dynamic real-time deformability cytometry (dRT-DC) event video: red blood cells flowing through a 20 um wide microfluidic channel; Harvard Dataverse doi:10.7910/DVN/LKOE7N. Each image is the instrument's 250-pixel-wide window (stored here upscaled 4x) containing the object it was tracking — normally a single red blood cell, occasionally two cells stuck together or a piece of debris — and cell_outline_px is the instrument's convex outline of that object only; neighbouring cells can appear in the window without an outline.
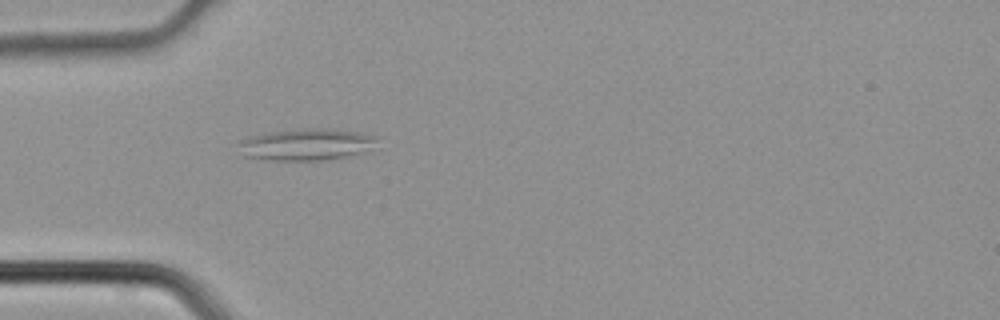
{"species": "common noctule bat (a hibernating species)", "species_latin": "Nyctalus noctula", "temperature_condition": "cold", "stored_images_in_passage": 1, "camera_frame_rate_fps": 3000, "um_per_image_px": 0.085, "animal": {"sex": "male", "body_mass_g": 21.5, "forearm_length_mm": 52.0}, "frame": {"image": 1, "passage_image": 1, "time_ms": 0.0, "image_size_px": [1000, 320], "cell_outline_px": [[380, 136], [364, 152], [348, 156], [324, 160], [268, 160], [236, 156], [236, 140], [248, 136], [268, 132], [300, 128], [328, 128], [356, 132]], "centroid_in_image_um": [25.85, 12.28], "position_along_channel_um": 59.1, "area_um2": 26.3}}